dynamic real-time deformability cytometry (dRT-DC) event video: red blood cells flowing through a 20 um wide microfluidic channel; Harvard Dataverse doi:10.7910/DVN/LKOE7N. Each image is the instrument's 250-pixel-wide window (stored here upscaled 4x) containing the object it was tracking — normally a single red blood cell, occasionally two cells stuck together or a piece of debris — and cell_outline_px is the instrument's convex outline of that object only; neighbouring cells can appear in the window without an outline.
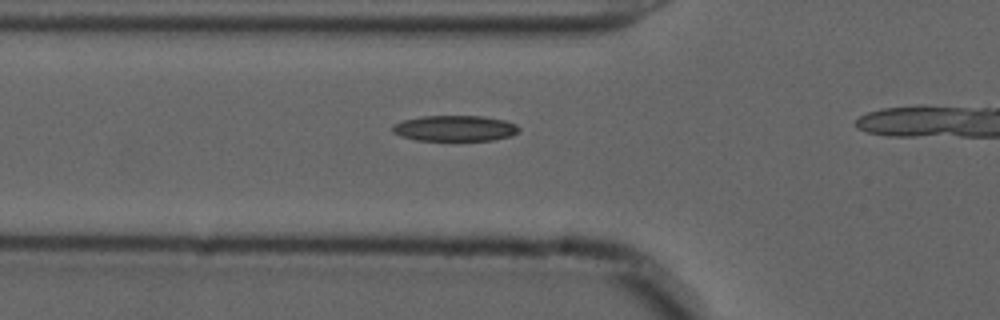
{"species": "common noctule bat (a hibernating species)", "species_latin": "Nyctalus noctula", "temperature_condition": "cold", "stored_images_in_passage": 14, "camera_frame_rate_fps": 3000, "um_per_image_px": 0.085, "animal": {"sex": "male", "forearm_length_mm": 52.5}, "frame": {"image": 1, "passage_image": 10, "time_ms": 3.0, "image_size_px": [1000, 320], "cell_outline_px": [[520, 132], [512, 136], [492, 140], [416, 140], [400, 136], [392, 132], [392, 124], [404, 120], [420, 116], [484, 116], [504, 120], [516, 124], [520, 128]], "centroid_in_image_um": [38.67, 10.9], "position_along_channel_um": 87.1, "area_um2": 19.13}}
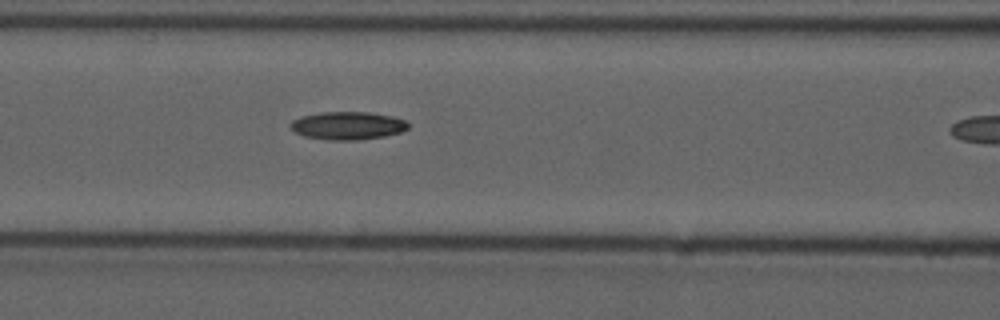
{"frame": {"image": 2, "passage_image": 14, "time_ms": 4.333, "image_size_px": [1000, 320], "cell_outline_px": [[408, 128], [400, 132], [384, 136], [356, 140], [328, 140], [304, 136], [296, 132], [288, 124], [292, 120], [300, 116], [324, 112], [368, 112], [392, 116], [404, 120], [408, 124]], "centroid_in_image_um": [29.52, 10.67], "position_along_channel_um": 137.1, "area_um2": 19.07}}